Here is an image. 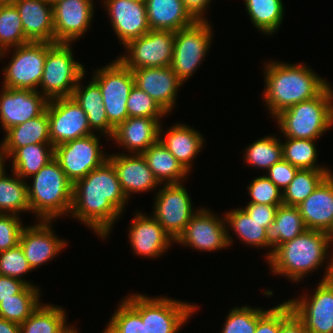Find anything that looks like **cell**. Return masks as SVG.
Masks as SVG:
<instances>
[{
	"instance_id": "obj_55",
	"label": "cell",
	"mask_w": 333,
	"mask_h": 333,
	"mask_svg": "<svg viewBox=\"0 0 333 333\" xmlns=\"http://www.w3.org/2000/svg\"><path fill=\"white\" fill-rule=\"evenodd\" d=\"M0 333H20V324L0 317Z\"/></svg>"
},
{
	"instance_id": "obj_51",
	"label": "cell",
	"mask_w": 333,
	"mask_h": 333,
	"mask_svg": "<svg viewBox=\"0 0 333 333\" xmlns=\"http://www.w3.org/2000/svg\"><path fill=\"white\" fill-rule=\"evenodd\" d=\"M278 206L247 204L243 209L259 223H265L267 229L275 219V214Z\"/></svg>"
},
{
	"instance_id": "obj_31",
	"label": "cell",
	"mask_w": 333,
	"mask_h": 333,
	"mask_svg": "<svg viewBox=\"0 0 333 333\" xmlns=\"http://www.w3.org/2000/svg\"><path fill=\"white\" fill-rule=\"evenodd\" d=\"M5 135L0 145L7 158L20 147L30 144L51 143L47 109L41 115L11 127L5 132Z\"/></svg>"
},
{
	"instance_id": "obj_30",
	"label": "cell",
	"mask_w": 333,
	"mask_h": 333,
	"mask_svg": "<svg viewBox=\"0 0 333 333\" xmlns=\"http://www.w3.org/2000/svg\"><path fill=\"white\" fill-rule=\"evenodd\" d=\"M306 230L298 206L280 205L277 208L275 219L266 229L268 260L273 251L284 242L293 240Z\"/></svg>"
},
{
	"instance_id": "obj_35",
	"label": "cell",
	"mask_w": 333,
	"mask_h": 333,
	"mask_svg": "<svg viewBox=\"0 0 333 333\" xmlns=\"http://www.w3.org/2000/svg\"><path fill=\"white\" fill-rule=\"evenodd\" d=\"M245 10L253 26L265 35H274L284 18L282 0H244Z\"/></svg>"
},
{
	"instance_id": "obj_20",
	"label": "cell",
	"mask_w": 333,
	"mask_h": 333,
	"mask_svg": "<svg viewBox=\"0 0 333 333\" xmlns=\"http://www.w3.org/2000/svg\"><path fill=\"white\" fill-rule=\"evenodd\" d=\"M113 32L122 46L139 38L150 29L146 4L137 0H103Z\"/></svg>"
},
{
	"instance_id": "obj_57",
	"label": "cell",
	"mask_w": 333,
	"mask_h": 333,
	"mask_svg": "<svg viewBox=\"0 0 333 333\" xmlns=\"http://www.w3.org/2000/svg\"><path fill=\"white\" fill-rule=\"evenodd\" d=\"M8 160L7 155L4 153L2 146L0 145V175L5 172V161Z\"/></svg>"
},
{
	"instance_id": "obj_52",
	"label": "cell",
	"mask_w": 333,
	"mask_h": 333,
	"mask_svg": "<svg viewBox=\"0 0 333 333\" xmlns=\"http://www.w3.org/2000/svg\"><path fill=\"white\" fill-rule=\"evenodd\" d=\"M27 284L17 278L0 275V302L20 293Z\"/></svg>"
},
{
	"instance_id": "obj_5",
	"label": "cell",
	"mask_w": 333,
	"mask_h": 333,
	"mask_svg": "<svg viewBox=\"0 0 333 333\" xmlns=\"http://www.w3.org/2000/svg\"><path fill=\"white\" fill-rule=\"evenodd\" d=\"M317 97L297 103L277 114L283 137L317 140L333 126V86Z\"/></svg>"
},
{
	"instance_id": "obj_45",
	"label": "cell",
	"mask_w": 333,
	"mask_h": 333,
	"mask_svg": "<svg viewBox=\"0 0 333 333\" xmlns=\"http://www.w3.org/2000/svg\"><path fill=\"white\" fill-rule=\"evenodd\" d=\"M257 322V307L237 306L228 312L221 333H255Z\"/></svg>"
},
{
	"instance_id": "obj_42",
	"label": "cell",
	"mask_w": 333,
	"mask_h": 333,
	"mask_svg": "<svg viewBox=\"0 0 333 333\" xmlns=\"http://www.w3.org/2000/svg\"><path fill=\"white\" fill-rule=\"evenodd\" d=\"M285 138L282 142L283 159L299 169L331 170L317 164L316 140Z\"/></svg>"
},
{
	"instance_id": "obj_24",
	"label": "cell",
	"mask_w": 333,
	"mask_h": 333,
	"mask_svg": "<svg viewBox=\"0 0 333 333\" xmlns=\"http://www.w3.org/2000/svg\"><path fill=\"white\" fill-rule=\"evenodd\" d=\"M14 5L29 42L55 43L53 5L48 0H18Z\"/></svg>"
},
{
	"instance_id": "obj_40",
	"label": "cell",
	"mask_w": 333,
	"mask_h": 333,
	"mask_svg": "<svg viewBox=\"0 0 333 333\" xmlns=\"http://www.w3.org/2000/svg\"><path fill=\"white\" fill-rule=\"evenodd\" d=\"M244 160L256 169L267 171L275 163L283 159L282 141L275 135H267L257 139L245 148Z\"/></svg>"
},
{
	"instance_id": "obj_17",
	"label": "cell",
	"mask_w": 333,
	"mask_h": 333,
	"mask_svg": "<svg viewBox=\"0 0 333 333\" xmlns=\"http://www.w3.org/2000/svg\"><path fill=\"white\" fill-rule=\"evenodd\" d=\"M93 0H59L53 4L55 43L72 44L94 19Z\"/></svg>"
},
{
	"instance_id": "obj_48",
	"label": "cell",
	"mask_w": 333,
	"mask_h": 333,
	"mask_svg": "<svg viewBox=\"0 0 333 333\" xmlns=\"http://www.w3.org/2000/svg\"><path fill=\"white\" fill-rule=\"evenodd\" d=\"M293 313L287 301L273 308L258 307V322L255 333H279L281 324Z\"/></svg>"
},
{
	"instance_id": "obj_58",
	"label": "cell",
	"mask_w": 333,
	"mask_h": 333,
	"mask_svg": "<svg viewBox=\"0 0 333 333\" xmlns=\"http://www.w3.org/2000/svg\"><path fill=\"white\" fill-rule=\"evenodd\" d=\"M18 0H0V5H12Z\"/></svg>"
},
{
	"instance_id": "obj_49",
	"label": "cell",
	"mask_w": 333,
	"mask_h": 333,
	"mask_svg": "<svg viewBox=\"0 0 333 333\" xmlns=\"http://www.w3.org/2000/svg\"><path fill=\"white\" fill-rule=\"evenodd\" d=\"M23 225L18 215L0 213V252L19 244Z\"/></svg>"
},
{
	"instance_id": "obj_26",
	"label": "cell",
	"mask_w": 333,
	"mask_h": 333,
	"mask_svg": "<svg viewBox=\"0 0 333 333\" xmlns=\"http://www.w3.org/2000/svg\"><path fill=\"white\" fill-rule=\"evenodd\" d=\"M306 229L333 232V173L298 206Z\"/></svg>"
},
{
	"instance_id": "obj_59",
	"label": "cell",
	"mask_w": 333,
	"mask_h": 333,
	"mask_svg": "<svg viewBox=\"0 0 333 333\" xmlns=\"http://www.w3.org/2000/svg\"><path fill=\"white\" fill-rule=\"evenodd\" d=\"M57 1H59V0H48V2H49L51 5H53V4L56 3Z\"/></svg>"
},
{
	"instance_id": "obj_25",
	"label": "cell",
	"mask_w": 333,
	"mask_h": 333,
	"mask_svg": "<svg viewBox=\"0 0 333 333\" xmlns=\"http://www.w3.org/2000/svg\"><path fill=\"white\" fill-rule=\"evenodd\" d=\"M161 118L128 117L115 129L110 140L130 154H142L159 140Z\"/></svg>"
},
{
	"instance_id": "obj_38",
	"label": "cell",
	"mask_w": 333,
	"mask_h": 333,
	"mask_svg": "<svg viewBox=\"0 0 333 333\" xmlns=\"http://www.w3.org/2000/svg\"><path fill=\"white\" fill-rule=\"evenodd\" d=\"M331 173V170L299 169L283 191V204L299 206Z\"/></svg>"
},
{
	"instance_id": "obj_47",
	"label": "cell",
	"mask_w": 333,
	"mask_h": 333,
	"mask_svg": "<svg viewBox=\"0 0 333 333\" xmlns=\"http://www.w3.org/2000/svg\"><path fill=\"white\" fill-rule=\"evenodd\" d=\"M32 271L33 269L19 244L14 248L0 252V275L17 278L24 281L27 285H34L29 280L23 279L26 273L28 274V272Z\"/></svg>"
},
{
	"instance_id": "obj_37",
	"label": "cell",
	"mask_w": 333,
	"mask_h": 333,
	"mask_svg": "<svg viewBox=\"0 0 333 333\" xmlns=\"http://www.w3.org/2000/svg\"><path fill=\"white\" fill-rule=\"evenodd\" d=\"M40 289L27 285L20 293L0 302V317L22 324L42 303Z\"/></svg>"
},
{
	"instance_id": "obj_1",
	"label": "cell",
	"mask_w": 333,
	"mask_h": 333,
	"mask_svg": "<svg viewBox=\"0 0 333 333\" xmlns=\"http://www.w3.org/2000/svg\"><path fill=\"white\" fill-rule=\"evenodd\" d=\"M127 202L116 171L106 160L73 185L69 214L99 238L106 239L126 209Z\"/></svg>"
},
{
	"instance_id": "obj_14",
	"label": "cell",
	"mask_w": 333,
	"mask_h": 333,
	"mask_svg": "<svg viewBox=\"0 0 333 333\" xmlns=\"http://www.w3.org/2000/svg\"><path fill=\"white\" fill-rule=\"evenodd\" d=\"M314 294L287 300L308 333H333V277L321 280Z\"/></svg>"
},
{
	"instance_id": "obj_7",
	"label": "cell",
	"mask_w": 333,
	"mask_h": 333,
	"mask_svg": "<svg viewBox=\"0 0 333 333\" xmlns=\"http://www.w3.org/2000/svg\"><path fill=\"white\" fill-rule=\"evenodd\" d=\"M72 44L47 43L39 91L48 100L71 97L85 66L74 59Z\"/></svg>"
},
{
	"instance_id": "obj_2",
	"label": "cell",
	"mask_w": 333,
	"mask_h": 333,
	"mask_svg": "<svg viewBox=\"0 0 333 333\" xmlns=\"http://www.w3.org/2000/svg\"><path fill=\"white\" fill-rule=\"evenodd\" d=\"M264 65L263 103L272 117L302 101L317 97L330 83L303 63Z\"/></svg>"
},
{
	"instance_id": "obj_34",
	"label": "cell",
	"mask_w": 333,
	"mask_h": 333,
	"mask_svg": "<svg viewBox=\"0 0 333 333\" xmlns=\"http://www.w3.org/2000/svg\"><path fill=\"white\" fill-rule=\"evenodd\" d=\"M12 159V171L22 179H30L54 158L51 143L30 144L16 149L8 159Z\"/></svg>"
},
{
	"instance_id": "obj_27",
	"label": "cell",
	"mask_w": 333,
	"mask_h": 333,
	"mask_svg": "<svg viewBox=\"0 0 333 333\" xmlns=\"http://www.w3.org/2000/svg\"><path fill=\"white\" fill-rule=\"evenodd\" d=\"M162 124L159 127V140L176 158V160L190 173L192 162L203 150V134L186 124L176 123L163 132ZM164 136V137H163Z\"/></svg>"
},
{
	"instance_id": "obj_32",
	"label": "cell",
	"mask_w": 333,
	"mask_h": 333,
	"mask_svg": "<svg viewBox=\"0 0 333 333\" xmlns=\"http://www.w3.org/2000/svg\"><path fill=\"white\" fill-rule=\"evenodd\" d=\"M141 155L161 185L184 183L185 179H188L189 172L176 160L160 140L152 144Z\"/></svg>"
},
{
	"instance_id": "obj_18",
	"label": "cell",
	"mask_w": 333,
	"mask_h": 333,
	"mask_svg": "<svg viewBox=\"0 0 333 333\" xmlns=\"http://www.w3.org/2000/svg\"><path fill=\"white\" fill-rule=\"evenodd\" d=\"M0 93V123L3 132L37 117L47 109L49 100L38 90L2 87Z\"/></svg>"
},
{
	"instance_id": "obj_15",
	"label": "cell",
	"mask_w": 333,
	"mask_h": 333,
	"mask_svg": "<svg viewBox=\"0 0 333 333\" xmlns=\"http://www.w3.org/2000/svg\"><path fill=\"white\" fill-rule=\"evenodd\" d=\"M49 137L55 147L70 140L94 134L86 112L72 97L49 100L47 105Z\"/></svg>"
},
{
	"instance_id": "obj_56",
	"label": "cell",
	"mask_w": 333,
	"mask_h": 333,
	"mask_svg": "<svg viewBox=\"0 0 333 333\" xmlns=\"http://www.w3.org/2000/svg\"><path fill=\"white\" fill-rule=\"evenodd\" d=\"M77 327H73V325H68V322H65L64 325L59 330V333H79Z\"/></svg>"
},
{
	"instance_id": "obj_21",
	"label": "cell",
	"mask_w": 333,
	"mask_h": 333,
	"mask_svg": "<svg viewBox=\"0 0 333 333\" xmlns=\"http://www.w3.org/2000/svg\"><path fill=\"white\" fill-rule=\"evenodd\" d=\"M134 214L127 233L133 253L147 258L164 255L175 241L153 216L149 217L141 211Z\"/></svg>"
},
{
	"instance_id": "obj_16",
	"label": "cell",
	"mask_w": 333,
	"mask_h": 333,
	"mask_svg": "<svg viewBox=\"0 0 333 333\" xmlns=\"http://www.w3.org/2000/svg\"><path fill=\"white\" fill-rule=\"evenodd\" d=\"M214 214L208 208H200L175 243L191 247L199 252L218 251L229 247L224 215L219 218L218 214Z\"/></svg>"
},
{
	"instance_id": "obj_29",
	"label": "cell",
	"mask_w": 333,
	"mask_h": 333,
	"mask_svg": "<svg viewBox=\"0 0 333 333\" xmlns=\"http://www.w3.org/2000/svg\"><path fill=\"white\" fill-rule=\"evenodd\" d=\"M145 4L151 30L176 32L196 22L182 0H146Z\"/></svg>"
},
{
	"instance_id": "obj_12",
	"label": "cell",
	"mask_w": 333,
	"mask_h": 333,
	"mask_svg": "<svg viewBox=\"0 0 333 333\" xmlns=\"http://www.w3.org/2000/svg\"><path fill=\"white\" fill-rule=\"evenodd\" d=\"M175 32L149 30L139 38L129 41L127 51L118 58L130 70L171 66Z\"/></svg>"
},
{
	"instance_id": "obj_4",
	"label": "cell",
	"mask_w": 333,
	"mask_h": 333,
	"mask_svg": "<svg viewBox=\"0 0 333 333\" xmlns=\"http://www.w3.org/2000/svg\"><path fill=\"white\" fill-rule=\"evenodd\" d=\"M30 178H33V185L27 183L28 201L37 222L38 218L56 221V218L70 213L73 184L55 158Z\"/></svg>"
},
{
	"instance_id": "obj_50",
	"label": "cell",
	"mask_w": 333,
	"mask_h": 333,
	"mask_svg": "<svg viewBox=\"0 0 333 333\" xmlns=\"http://www.w3.org/2000/svg\"><path fill=\"white\" fill-rule=\"evenodd\" d=\"M298 170L299 168L292 166L288 161L282 159L271 166L264 175L283 192L293 180Z\"/></svg>"
},
{
	"instance_id": "obj_3",
	"label": "cell",
	"mask_w": 333,
	"mask_h": 333,
	"mask_svg": "<svg viewBox=\"0 0 333 333\" xmlns=\"http://www.w3.org/2000/svg\"><path fill=\"white\" fill-rule=\"evenodd\" d=\"M331 243L329 233L306 229L293 240L279 245L267 260V264L273 275L285 276L296 283L327 262L325 274L321 278L326 280L333 277V251L332 255L328 252Z\"/></svg>"
},
{
	"instance_id": "obj_54",
	"label": "cell",
	"mask_w": 333,
	"mask_h": 333,
	"mask_svg": "<svg viewBox=\"0 0 333 333\" xmlns=\"http://www.w3.org/2000/svg\"><path fill=\"white\" fill-rule=\"evenodd\" d=\"M279 333H308L303 323L292 313L280 326Z\"/></svg>"
},
{
	"instance_id": "obj_44",
	"label": "cell",
	"mask_w": 333,
	"mask_h": 333,
	"mask_svg": "<svg viewBox=\"0 0 333 333\" xmlns=\"http://www.w3.org/2000/svg\"><path fill=\"white\" fill-rule=\"evenodd\" d=\"M126 108L128 117L163 118L168 115L152 97L135 85L128 96Z\"/></svg>"
},
{
	"instance_id": "obj_19",
	"label": "cell",
	"mask_w": 333,
	"mask_h": 333,
	"mask_svg": "<svg viewBox=\"0 0 333 333\" xmlns=\"http://www.w3.org/2000/svg\"><path fill=\"white\" fill-rule=\"evenodd\" d=\"M38 221L35 225H25L19 239V245L33 270L53 260L68 244L53 233L52 221Z\"/></svg>"
},
{
	"instance_id": "obj_6",
	"label": "cell",
	"mask_w": 333,
	"mask_h": 333,
	"mask_svg": "<svg viewBox=\"0 0 333 333\" xmlns=\"http://www.w3.org/2000/svg\"><path fill=\"white\" fill-rule=\"evenodd\" d=\"M124 299L140 314L146 333H178L198 307L161 295L132 293Z\"/></svg>"
},
{
	"instance_id": "obj_53",
	"label": "cell",
	"mask_w": 333,
	"mask_h": 333,
	"mask_svg": "<svg viewBox=\"0 0 333 333\" xmlns=\"http://www.w3.org/2000/svg\"><path fill=\"white\" fill-rule=\"evenodd\" d=\"M212 0H182L185 9L196 22L208 21L205 13Z\"/></svg>"
},
{
	"instance_id": "obj_22",
	"label": "cell",
	"mask_w": 333,
	"mask_h": 333,
	"mask_svg": "<svg viewBox=\"0 0 333 333\" xmlns=\"http://www.w3.org/2000/svg\"><path fill=\"white\" fill-rule=\"evenodd\" d=\"M135 86L146 92L169 115L177 99L178 88L184 84L171 66L131 70Z\"/></svg>"
},
{
	"instance_id": "obj_11",
	"label": "cell",
	"mask_w": 333,
	"mask_h": 333,
	"mask_svg": "<svg viewBox=\"0 0 333 333\" xmlns=\"http://www.w3.org/2000/svg\"><path fill=\"white\" fill-rule=\"evenodd\" d=\"M12 58L3 67L2 87L39 91L47 55V43L29 42L13 48ZM38 88V89H37Z\"/></svg>"
},
{
	"instance_id": "obj_39",
	"label": "cell",
	"mask_w": 333,
	"mask_h": 333,
	"mask_svg": "<svg viewBox=\"0 0 333 333\" xmlns=\"http://www.w3.org/2000/svg\"><path fill=\"white\" fill-rule=\"evenodd\" d=\"M67 313L62 306L40 304L38 308L20 324V333H59L67 321Z\"/></svg>"
},
{
	"instance_id": "obj_13",
	"label": "cell",
	"mask_w": 333,
	"mask_h": 333,
	"mask_svg": "<svg viewBox=\"0 0 333 333\" xmlns=\"http://www.w3.org/2000/svg\"><path fill=\"white\" fill-rule=\"evenodd\" d=\"M156 192L152 215L176 241L187 223L200 209L192 206V199L184 184H163Z\"/></svg>"
},
{
	"instance_id": "obj_10",
	"label": "cell",
	"mask_w": 333,
	"mask_h": 333,
	"mask_svg": "<svg viewBox=\"0 0 333 333\" xmlns=\"http://www.w3.org/2000/svg\"><path fill=\"white\" fill-rule=\"evenodd\" d=\"M99 137L94 133L54 147V158L73 185L107 160Z\"/></svg>"
},
{
	"instance_id": "obj_9",
	"label": "cell",
	"mask_w": 333,
	"mask_h": 333,
	"mask_svg": "<svg viewBox=\"0 0 333 333\" xmlns=\"http://www.w3.org/2000/svg\"><path fill=\"white\" fill-rule=\"evenodd\" d=\"M212 31L210 21H205L175 32L171 68L183 83L203 64L212 43Z\"/></svg>"
},
{
	"instance_id": "obj_41",
	"label": "cell",
	"mask_w": 333,
	"mask_h": 333,
	"mask_svg": "<svg viewBox=\"0 0 333 333\" xmlns=\"http://www.w3.org/2000/svg\"><path fill=\"white\" fill-rule=\"evenodd\" d=\"M27 43L16 6L0 5V59L6 57L10 49Z\"/></svg>"
},
{
	"instance_id": "obj_33",
	"label": "cell",
	"mask_w": 333,
	"mask_h": 333,
	"mask_svg": "<svg viewBox=\"0 0 333 333\" xmlns=\"http://www.w3.org/2000/svg\"><path fill=\"white\" fill-rule=\"evenodd\" d=\"M226 229H227V240L229 247L233 244V237L230 236V229L238 236L237 238L242 243L254 246L256 248L267 247V237L265 223H259L252 219L250 215L241 207L229 210L224 214ZM229 227V228H228ZM229 229V230H228Z\"/></svg>"
},
{
	"instance_id": "obj_46",
	"label": "cell",
	"mask_w": 333,
	"mask_h": 333,
	"mask_svg": "<svg viewBox=\"0 0 333 333\" xmlns=\"http://www.w3.org/2000/svg\"><path fill=\"white\" fill-rule=\"evenodd\" d=\"M251 200L247 204L280 206L283 204V192L265 175L254 178L247 187Z\"/></svg>"
},
{
	"instance_id": "obj_36",
	"label": "cell",
	"mask_w": 333,
	"mask_h": 333,
	"mask_svg": "<svg viewBox=\"0 0 333 333\" xmlns=\"http://www.w3.org/2000/svg\"><path fill=\"white\" fill-rule=\"evenodd\" d=\"M12 176L3 172L0 175V213L15 214L29 212L27 182L14 171Z\"/></svg>"
},
{
	"instance_id": "obj_8",
	"label": "cell",
	"mask_w": 333,
	"mask_h": 333,
	"mask_svg": "<svg viewBox=\"0 0 333 333\" xmlns=\"http://www.w3.org/2000/svg\"><path fill=\"white\" fill-rule=\"evenodd\" d=\"M103 68L93 70L91 77L101 90L109 123L116 128L128 118L126 102L135 85L132 71L117 57Z\"/></svg>"
},
{
	"instance_id": "obj_43",
	"label": "cell",
	"mask_w": 333,
	"mask_h": 333,
	"mask_svg": "<svg viewBox=\"0 0 333 333\" xmlns=\"http://www.w3.org/2000/svg\"><path fill=\"white\" fill-rule=\"evenodd\" d=\"M102 333H146L140 314L124 299Z\"/></svg>"
},
{
	"instance_id": "obj_60",
	"label": "cell",
	"mask_w": 333,
	"mask_h": 333,
	"mask_svg": "<svg viewBox=\"0 0 333 333\" xmlns=\"http://www.w3.org/2000/svg\"><path fill=\"white\" fill-rule=\"evenodd\" d=\"M331 236V240H332V244H333V232L330 234Z\"/></svg>"
},
{
	"instance_id": "obj_23",
	"label": "cell",
	"mask_w": 333,
	"mask_h": 333,
	"mask_svg": "<svg viewBox=\"0 0 333 333\" xmlns=\"http://www.w3.org/2000/svg\"><path fill=\"white\" fill-rule=\"evenodd\" d=\"M107 160L113 165L128 200L133 193L148 192L161 185L141 154L114 153Z\"/></svg>"
},
{
	"instance_id": "obj_28",
	"label": "cell",
	"mask_w": 333,
	"mask_h": 333,
	"mask_svg": "<svg viewBox=\"0 0 333 333\" xmlns=\"http://www.w3.org/2000/svg\"><path fill=\"white\" fill-rule=\"evenodd\" d=\"M84 73L80 79L74 91L72 98L78 103V105L86 112L88 124L91 130L98 134L100 133L103 137L107 136L109 140L114 133V127L109 123L105 107L103 104V97L99 85L90 78V82L84 87L82 86V80L84 79Z\"/></svg>"
}]
</instances>
